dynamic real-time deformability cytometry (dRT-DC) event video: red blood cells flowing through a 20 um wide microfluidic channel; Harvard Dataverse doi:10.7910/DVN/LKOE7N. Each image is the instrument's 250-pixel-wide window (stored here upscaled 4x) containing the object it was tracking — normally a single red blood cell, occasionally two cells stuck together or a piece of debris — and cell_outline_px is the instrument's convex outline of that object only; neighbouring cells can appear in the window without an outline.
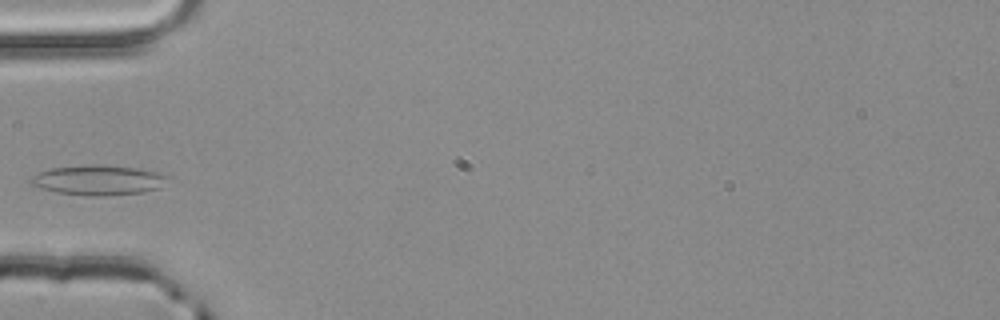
{"species": "common noctule bat (a hibernating species)", "species_latin": "Nyctalus noctula", "temperature_condition": "room temperature", "stored_images_in_passage": 3, "camera_frame_rate_fps": 3000, "um_per_image_px": 0.085, "animal": {"sex": "male", "body_mass_g": 20.4}, "frame": {"image": 1, "passage_image": 3, "time_ms": 0.667, "image_size_px": [1000, 320], "cell_outline_px": [[168, 176], [160, 188], [144, 192], [104, 196], [88, 196], [56, 192], [40, 188], [32, 184], [28, 180], [32, 176], [40, 172], [52, 168], [92, 164], [104, 164], [136, 168], [164, 172]], "centroid_in_image_um": [8.38, 15.3], "position_along_channel_um": 76.6, "area_um2": 24.1}}